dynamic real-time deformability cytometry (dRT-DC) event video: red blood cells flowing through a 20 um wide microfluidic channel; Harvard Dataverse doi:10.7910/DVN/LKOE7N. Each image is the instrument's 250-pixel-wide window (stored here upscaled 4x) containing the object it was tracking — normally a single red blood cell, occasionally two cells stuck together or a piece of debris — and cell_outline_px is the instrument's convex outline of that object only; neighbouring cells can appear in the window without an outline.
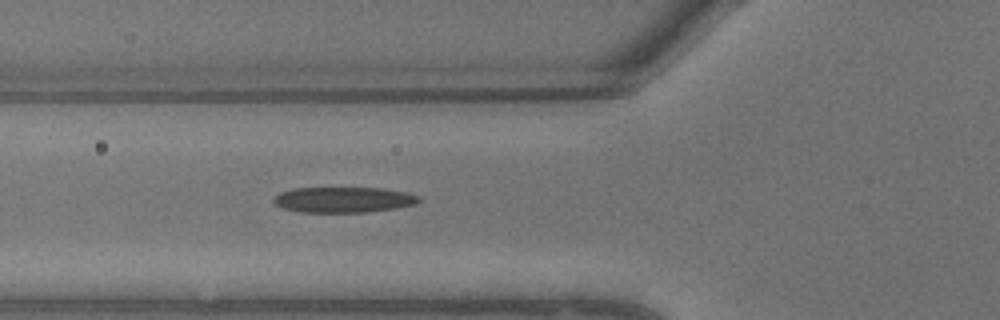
{"species": "common noctule bat (a hibernating species)", "species_latin": "Nyctalus noctula", "temperature_condition": "warm", "stored_images_in_passage": 5, "camera_frame_rate_fps": 3000, "um_per_image_px": 0.085, "animal": {"sex": "male", "body_mass_g": 13.3}, "frame": {"image": 1, "passage_image": 5, "time_ms": 1.333, "image_size_px": [1000, 320], "cell_outline_px": [[420, 200], [416, 204], [396, 208], [368, 212], [300, 212], [284, 208], [276, 204], [272, 200], [280, 192], [292, 188], [380, 188], [408, 192], [420, 196]], "centroid_in_image_um": [29.23, 16.97], "position_along_channel_um": 96.6, "area_um2": 21.68}}